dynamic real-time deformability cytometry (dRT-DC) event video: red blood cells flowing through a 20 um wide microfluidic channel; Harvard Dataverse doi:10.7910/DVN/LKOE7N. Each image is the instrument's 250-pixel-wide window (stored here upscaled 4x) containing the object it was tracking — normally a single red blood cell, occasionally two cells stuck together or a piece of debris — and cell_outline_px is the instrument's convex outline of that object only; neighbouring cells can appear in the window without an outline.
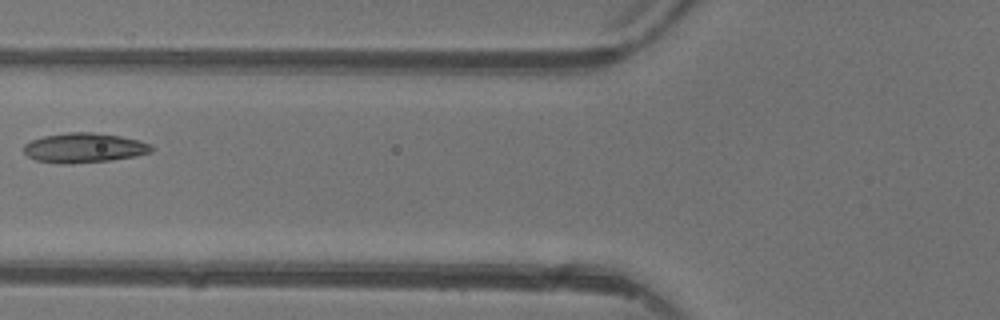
{"species": "common noctule bat (a hibernating species)", "species_latin": "Nyctalus noctula", "temperature_condition": "warm", "stored_images_in_passage": 3, "camera_frame_rate_fps": 3000, "um_per_image_px": 0.085, "animal": {"sex": "female"}, "frame": {"image": 1, "passage_image": 3, "time_ms": 2.333, "image_size_px": [1000, 320], "cell_outline_px": [[152, 152], [136, 156], [112, 160], [64, 164], [60, 164], [36, 160], [28, 156], [24, 152], [24, 144], [32, 140], [44, 136], [68, 132], [92, 132], [120, 136], [140, 140], [152, 144]], "centroid_in_image_um": [7.17, 12.56], "position_along_channel_um": 118.6, "area_um2": 22.14}}